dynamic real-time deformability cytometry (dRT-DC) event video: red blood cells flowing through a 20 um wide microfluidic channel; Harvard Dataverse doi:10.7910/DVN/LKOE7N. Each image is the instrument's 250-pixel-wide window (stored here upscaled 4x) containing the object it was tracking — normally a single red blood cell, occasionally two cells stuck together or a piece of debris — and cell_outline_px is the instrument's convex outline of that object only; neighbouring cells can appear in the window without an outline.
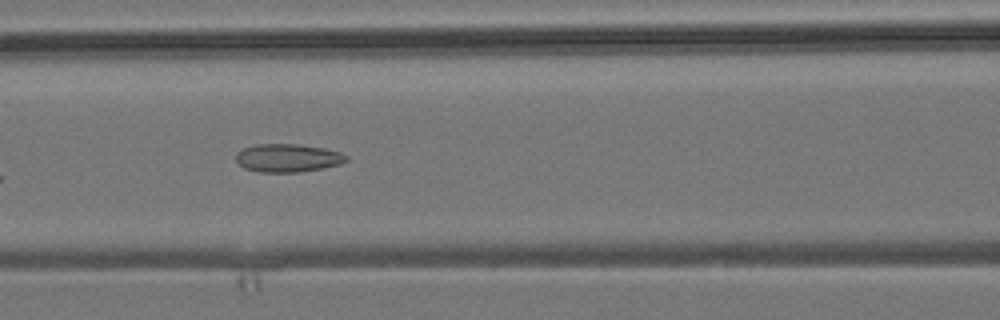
{"species": "common noctule bat (a hibernating species)", "species_latin": "Nyctalus noctula", "temperature_condition": "room temperature", "stored_images_in_passage": 9, "camera_frame_rate_fps": 3000, "um_per_image_px": 0.085, "animal": {"sex": "male", "body_mass_g": 19.2, "forearm_length_mm": 51.8}, "frame": {"image": 1, "passage_image": 6, "time_ms": 6.667, "image_size_px": [1000, 320], "cell_outline_px": [[348, 160], [340, 164], [324, 168], [300, 172], [260, 172], [244, 168], [236, 160], [236, 152], [244, 148], [256, 144], [296, 144], [324, 148], [340, 152], [348, 156]], "centroid_in_image_um": [24.47, 13.43], "position_along_channel_um": 142.1, "area_um2": 18.15}}
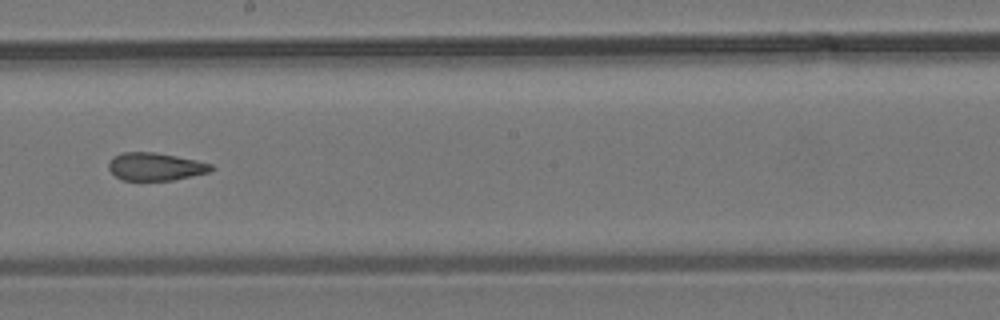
{"frame": {"image": 2, "passage_image": 8, "time_ms": 9.0, "image_size_px": [1000, 320], "cell_outline_px": [[216, 168], [208, 172], [172, 180], [120, 180], [108, 168], [108, 164], [112, 156], [124, 152], [156, 152], [196, 160], [212, 164]], "centroid_in_image_um": [13.19, 14.15], "position_along_channel_um": 235.0, "area_um2": 16.59}}
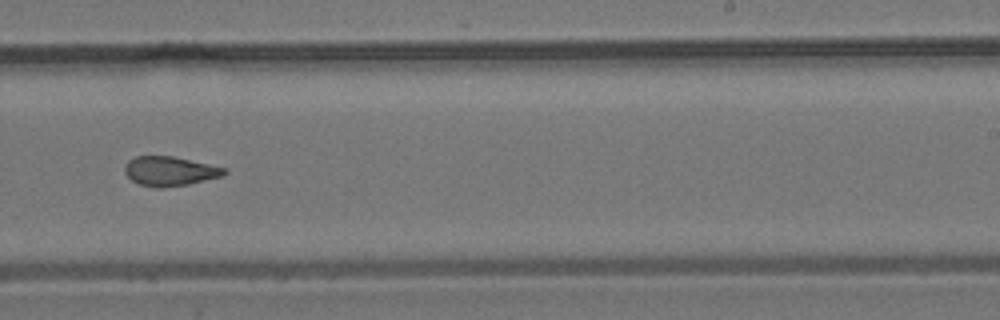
{"frame": {"image": 3, "passage_image": 9, "time_ms": 10.0, "image_size_px": [1000, 320], "cell_outline_px": [[228, 172], [224, 176], [188, 184], [164, 188], [156, 188], [140, 184], [132, 180], [124, 172], [124, 164], [128, 160], [136, 156], [172, 156], [228, 168]], "centroid_in_image_um": [14.45, 14.55], "position_along_channel_um": 274.5, "area_um2": 17.22}}